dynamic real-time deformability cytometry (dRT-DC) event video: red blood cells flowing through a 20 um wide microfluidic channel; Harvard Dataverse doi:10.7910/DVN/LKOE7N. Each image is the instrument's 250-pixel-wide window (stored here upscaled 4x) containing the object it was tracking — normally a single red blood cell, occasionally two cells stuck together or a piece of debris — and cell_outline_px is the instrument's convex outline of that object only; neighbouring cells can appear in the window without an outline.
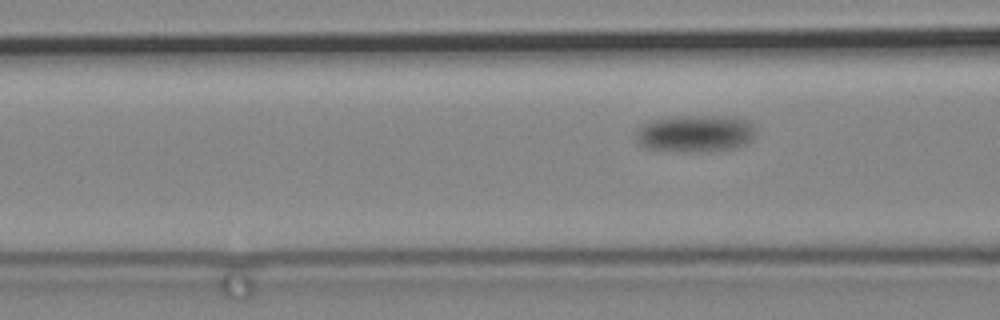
{"species": "common noctule bat (a hibernating species)", "species_latin": "Nyctalus noctula", "temperature_condition": "cold", "stored_images_in_passage": 93, "camera_frame_rate_fps": 3000, "um_per_image_px": 0.085, "animal": {"sex": "male", "body_mass_g": 19.2, "forearm_length_mm": 51.8}, "frame": {"image": 1, "passage_image": 42, "time_ms": 13.667, "image_size_px": [1000, 320], "cell_outline_px": [[756, 136], [748, 144], [736, 148], [704, 152], [680, 152], [644, 148], [636, 140], [636, 128], [652, 120], [676, 116], [720, 116], [748, 120], [752, 124], [756, 132]], "centroid_in_image_um": [59.11, 11.37], "position_along_channel_um": 107.5, "area_um2": 26.36}}
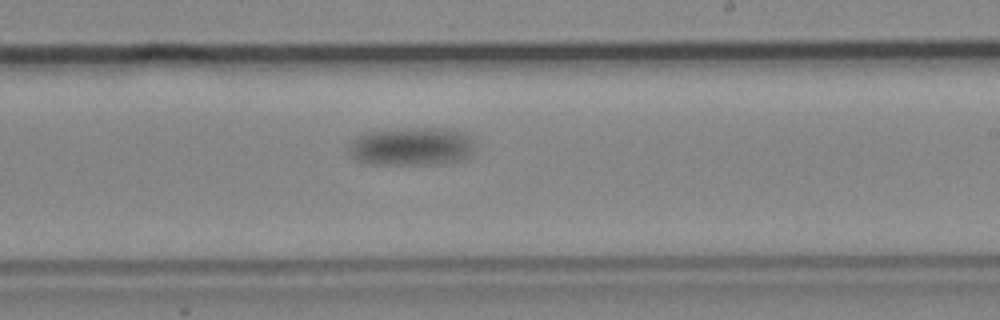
{"frame": {"image": 2, "passage_image": 61, "time_ms": 20.0, "image_size_px": [1000, 320], "cell_outline_px": [[472, 152], [468, 156], [460, 160], [444, 164], [368, 164], [352, 156], [348, 152], [348, 148], [352, 140], [368, 132], [412, 128], [436, 128], [464, 132], [472, 140]], "centroid_in_image_um": [34.98, 12.46], "position_along_channel_um": 254.0, "area_um2": 27.74}}
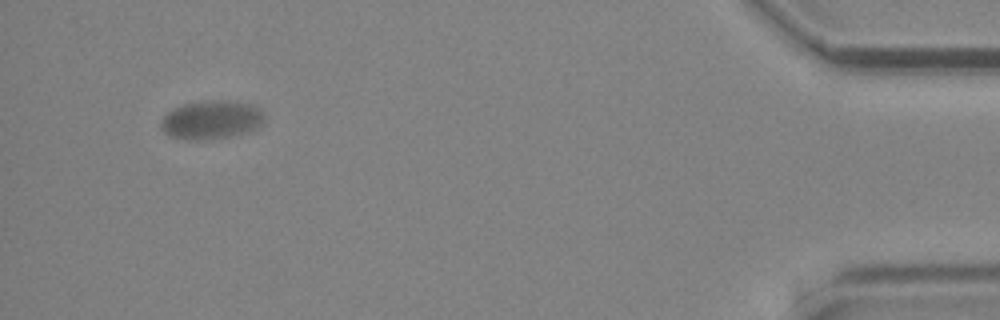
{"frame": {"image": 3, "passage_image": 92, "time_ms": 30.333, "image_size_px": [1000, 320], "cell_outline_px": [[264, 124], [248, 132], [208, 140], [192, 140], [172, 136], [164, 132], [160, 124], [160, 120], [172, 108], [184, 104], [204, 100], [232, 100], [252, 104], [260, 108], [264, 112]], "centroid_in_image_um": [18.0, 10.16], "position_along_channel_um": 417.2, "area_um2": 23.58}}